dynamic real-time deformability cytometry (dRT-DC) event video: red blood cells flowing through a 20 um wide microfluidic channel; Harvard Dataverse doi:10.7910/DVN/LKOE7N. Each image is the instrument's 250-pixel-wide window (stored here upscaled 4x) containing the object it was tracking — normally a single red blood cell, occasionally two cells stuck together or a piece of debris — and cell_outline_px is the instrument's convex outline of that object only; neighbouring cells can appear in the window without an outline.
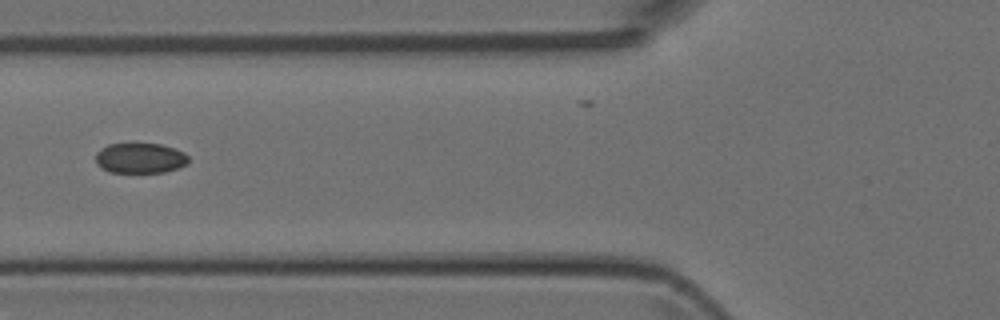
{"species": "Egyptian fruit bat (a non-hibernating species)", "species_latin": "Rousettus aegyptiacus", "temperature_condition": "room temperature", "stored_images_in_passage": 7, "segment_of_instrument_passage": [2, 2], "camera_frame_rate_fps": 3000, "um_per_image_px": 0.085, "animal": {"sex": "female"}, "frame": {"image": 1, "passage_image": 6, "time_ms": 5.667, "image_size_px": [1000, 320], "cell_outline_px": [[188, 164], [164, 172], [112, 172], [100, 168], [96, 164], [96, 152], [108, 144], [160, 144], [184, 152], [188, 156]], "centroid_in_image_um": [11.89, 13.44], "position_along_channel_um": 113.9, "area_um2": 16.24}}
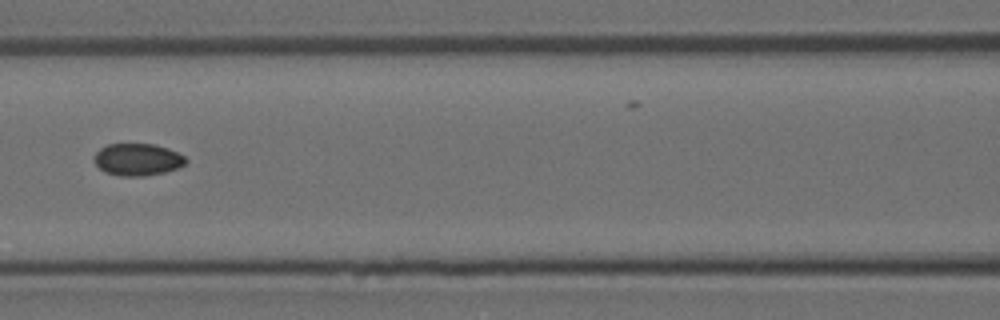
{"frame": {"image": 2, "passage_image": 7, "time_ms": 6.667, "image_size_px": [1000, 320], "cell_outline_px": [[188, 160], [184, 164], [176, 168], [164, 172], [144, 176], [120, 176], [104, 172], [92, 160], [92, 156], [100, 148], [108, 144], [156, 144], [168, 148], [184, 156]], "centroid_in_image_um": [11.65, 13.55], "position_along_channel_um": 155.0, "area_um2": 17.22}}